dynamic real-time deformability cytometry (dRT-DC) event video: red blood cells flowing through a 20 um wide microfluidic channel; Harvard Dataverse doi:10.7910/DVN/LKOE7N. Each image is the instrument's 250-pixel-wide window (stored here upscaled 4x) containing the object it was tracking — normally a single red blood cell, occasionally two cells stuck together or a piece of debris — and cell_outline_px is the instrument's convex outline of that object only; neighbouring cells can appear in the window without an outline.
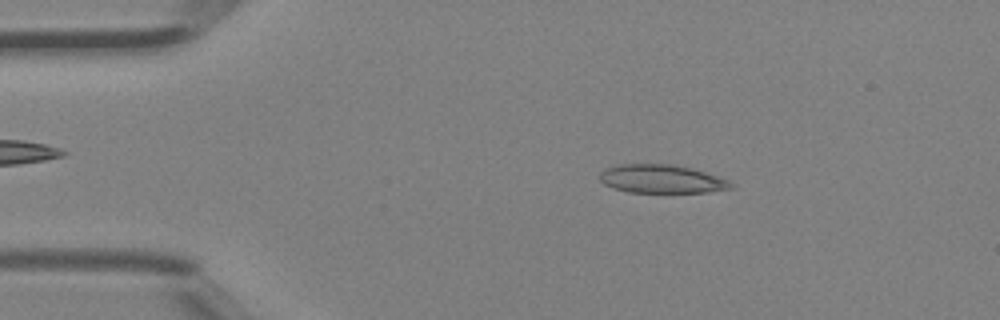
{"species": "Egyptian fruit bat (a non-hibernating species)", "species_latin": "Rousettus aegyptiacus", "temperature_condition": "room temperature", "stored_images_in_passage": 4, "camera_frame_rate_fps": 3000, "um_per_image_px": 0.085, "animal": {"sex": "female"}, "frame": {"image": 1, "passage_image": 2, "time_ms": 0.333, "image_size_px": [1000, 320], "cell_outline_px": [[732, 188], [708, 192], [628, 192], [612, 188], [604, 184], [600, 180], [600, 172], [604, 168], [620, 164], [672, 164], [692, 168], [728, 180], [732, 184]], "centroid_in_image_um": [56.18, 15.21], "position_along_channel_um": 28.8, "area_um2": 21.68}}